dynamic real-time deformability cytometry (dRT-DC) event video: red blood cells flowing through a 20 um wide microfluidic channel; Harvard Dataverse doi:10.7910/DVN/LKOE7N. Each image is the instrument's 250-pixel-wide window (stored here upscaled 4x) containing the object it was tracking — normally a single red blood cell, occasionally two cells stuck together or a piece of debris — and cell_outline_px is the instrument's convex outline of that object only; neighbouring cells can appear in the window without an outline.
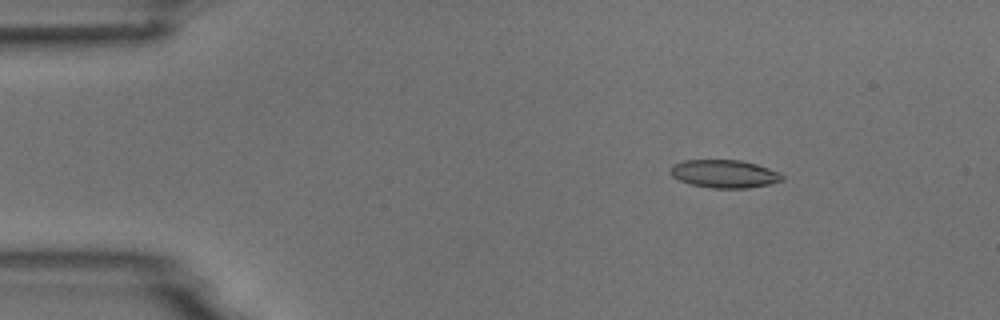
{"species": "common noctule bat (a hibernating species)", "species_latin": "Nyctalus noctula", "temperature_condition": "room temperature", "stored_images_in_passage": 5, "camera_frame_rate_fps": 3000, "um_per_image_px": 0.085, "animal": {"sex": "male", "body_mass_g": 18.8}, "frame": {"image": 1, "passage_image": 3, "time_ms": 2.333, "image_size_px": [1000, 320], "cell_outline_px": [[784, 180], [768, 184], [748, 188], [712, 188], [688, 184], [672, 176], [668, 172], [672, 164], [684, 160], [740, 160], [756, 164], [768, 168], [784, 176]], "centroid_in_image_um": [61.51, 14.77], "position_along_channel_um": 23.5, "area_um2": 18.26}}